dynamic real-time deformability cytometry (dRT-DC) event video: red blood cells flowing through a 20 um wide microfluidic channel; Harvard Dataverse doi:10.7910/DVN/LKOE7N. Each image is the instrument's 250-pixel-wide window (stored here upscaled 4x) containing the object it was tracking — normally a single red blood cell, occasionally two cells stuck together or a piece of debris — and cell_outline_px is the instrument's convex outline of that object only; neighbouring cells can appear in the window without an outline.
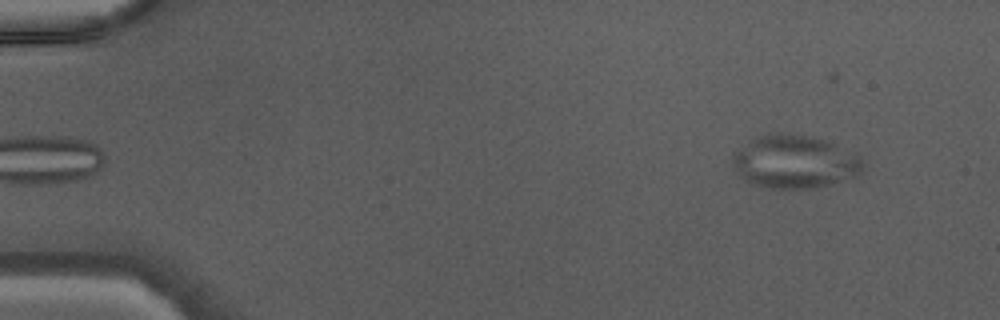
{"species": "Egyptian fruit bat (a non-hibernating species)", "species_latin": "Rousettus aegyptiacus", "temperature_condition": "warm", "stored_images_in_passage": 43, "camera_frame_rate_fps": 3000, "um_per_image_px": 0.085, "animal": {"sex": "male"}, "frame": {"image": 1, "passage_image": 2, "time_ms": 0.333, "image_size_px": [1000, 320], "cell_outline_px": [[864, 164], [860, 172], [856, 176], [832, 184], [812, 188], [772, 188], [756, 184], [740, 176], [736, 172], [732, 160], [732, 156], [736, 152], [752, 140], [760, 136], [804, 136], [820, 140], [860, 152]], "centroid_in_image_um": [67.64, 13.8], "position_along_channel_um": 17.4, "area_um2": 39.19}}
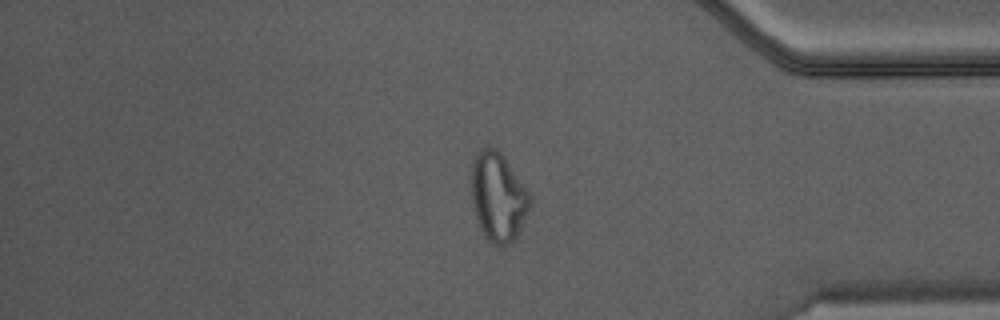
{"frame": {"image": 2, "passage_image": 36, "time_ms": 11.667, "image_size_px": [1000, 320], "cell_outline_px": [[532, 204], [516, 240], [512, 244], [488, 244], [476, 220], [472, 204], [472, 156], [484, 148], [496, 148], [504, 156], [532, 196]], "centroid_in_image_um": [42.36, 16.78], "position_along_channel_um": 392.8, "area_um2": 30.81}}
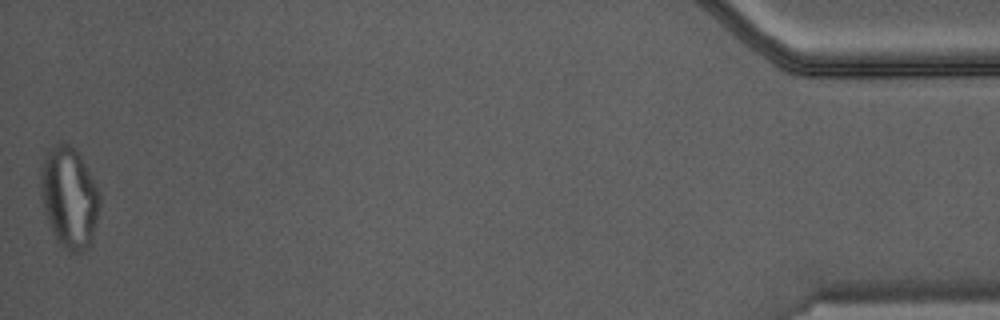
{"frame": {"image": 3, "passage_image": 43, "time_ms": 14.0, "image_size_px": [1000, 320], "cell_outline_px": [[100, 204], [92, 244], [84, 252], [68, 252], [56, 240], [48, 224], [44, 212], [40, 196], [40, 168], [48, 152], [60, 140], [68, 144], [80, 156], [96, 184], [100, 192]], "centroid_in_image_um": [5.88, 16.84], "position_along_channel_um": 429.3, "area_um2": 35.14}}